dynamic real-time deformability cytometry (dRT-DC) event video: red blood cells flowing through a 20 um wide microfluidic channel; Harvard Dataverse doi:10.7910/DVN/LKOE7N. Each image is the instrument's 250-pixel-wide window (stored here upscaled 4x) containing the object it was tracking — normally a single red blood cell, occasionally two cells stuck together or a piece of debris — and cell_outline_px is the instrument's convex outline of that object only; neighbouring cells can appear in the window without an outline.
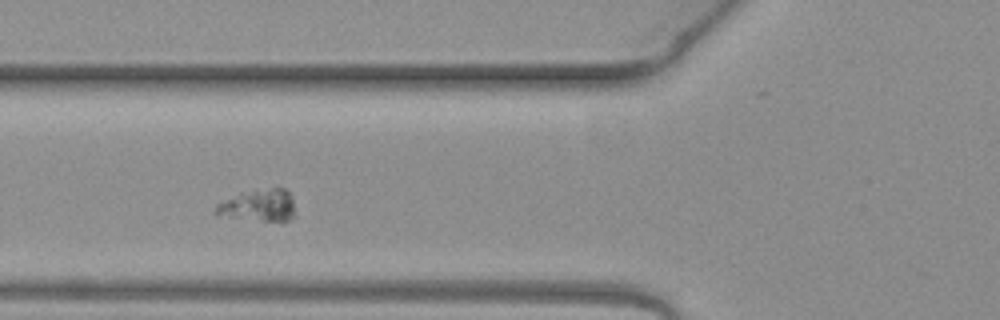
{"species": "common noctule bat (a hibernating species)", "species_latin": "Nyctalus noctula", "temperature_condition": "warm", "stored_images_in_passage": 6, "camera_frame_rate_fps": 3000, "um_per_image_px": 0.085, "animal": {"sex": "female", "body_mass_g": 19.3, "forearm_length_mm": 54.1}, "frame": {"image": 1, "passage_image": 4, "time_ms": 1.0, "image_size_px": [1000, 320], "cell_outline_px": [[296, 216], [288, 220], [260, 220], [216, 216], [212, 212], [216, 204], [252, 192], [272, 188], [284, 188], [292, 196]], "centroid_in_image_um": [22.01, 17.5], "position_along_channel_um": 103.8, "area_um2": 14.28}}
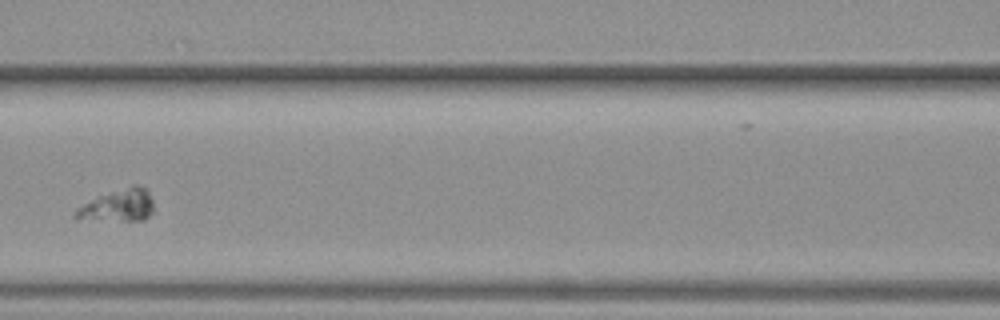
{"frame": {"image": 2, "passage_image": 5, "time_ms": 1.333, "image_size_px": [1000, 320], "cell_outline_px": [[156, 212], [144, 220], [76, 220], [72, 216], [76, 208], [100, 196], [132, 184], [136, 184], [144, 188], [148, 192], [152, 200]], "centroid_in_image_um": [10.06, 17.49], "position_along_channel_um": 156.5, "area_um2": 14.85}}
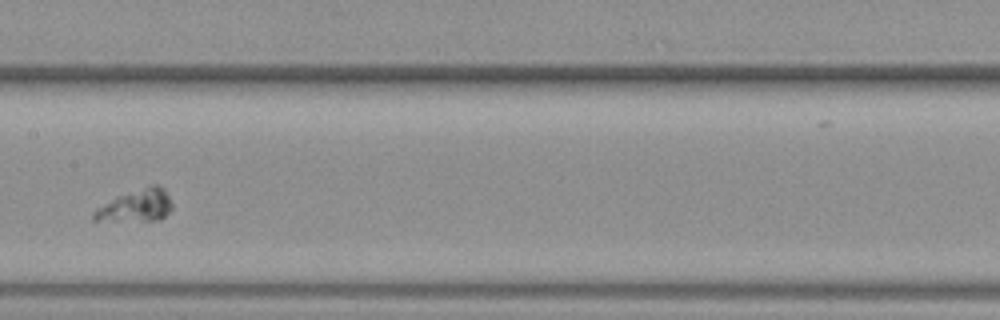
{"frame": {"image": 3, "passage_image": 6, "time_ms": 1.667, "image_size_px": [1000, 320], "cell_outline_px": [[172, 208], [160, 220], [92, 220], [92, 212], [96, 208], [116, 196], [148, 184], [160, 184], [164, 188], [172, 204]], "centroid_in_image_um": [11.57, 17.44], "position_along_channel_um": 195.8, "area_um2": 14.8}}